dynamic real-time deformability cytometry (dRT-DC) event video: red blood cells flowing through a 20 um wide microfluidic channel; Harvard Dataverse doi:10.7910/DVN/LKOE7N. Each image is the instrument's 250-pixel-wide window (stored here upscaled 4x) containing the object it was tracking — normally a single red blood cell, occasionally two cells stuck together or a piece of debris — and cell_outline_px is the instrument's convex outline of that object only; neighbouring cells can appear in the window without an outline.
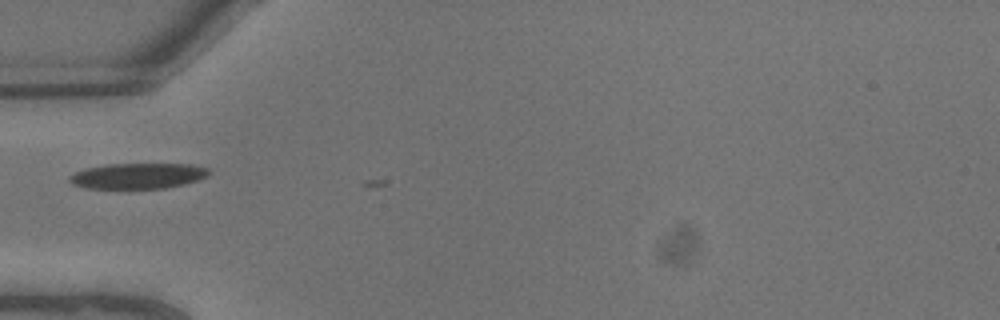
{"species": "common noctule bat (a hibernating species)", "species_latin": "Nyctalus noctula", "temperature_condition": "warm", "stored_images_in_passage": 3, "camera_frame_rate_fps": 3000, "um_per_image_px": 0.085, "animal": {"sex": "male", "body_mass_g": 13.3}, "frame": {"image": 1, "passage_image": 1, "time_ms": 0.0, "image_size_px": [1000, 320], "cell_outline_px": [[208, 176], [200, 180], [168, 188], [84, 188], [72, 184], [68, 180], [68, 176], [76, 172], [88, 168], [108, 164], [188, 164], [208, 168]], "centroid_in_image_um": [11.73, 14.95], "position_along_channel_um": 73.3, "area_um2": 20.75}}
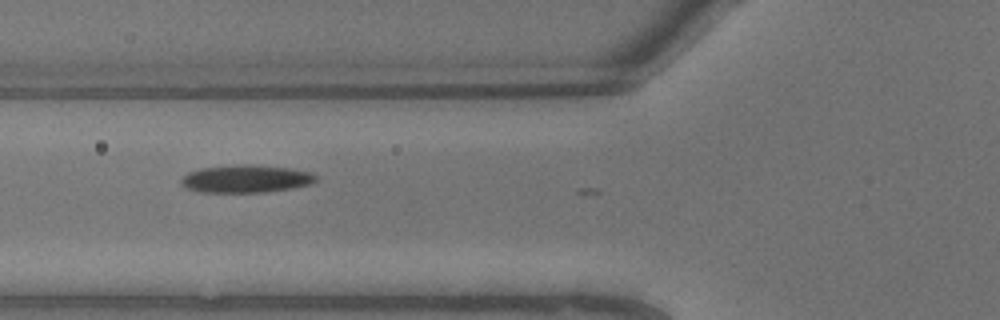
{"frame": {"image": 2, "passage_image": 2, "time_ms": 0.333, "image_size_px": [1000, 320], "cell_outline_px": [[316, 180], [312, 184], [292, 188], [264, 192], [200, 192], [184, 188], [180, 184], [180, 180], [188, 172], [200, 168], [244, 164], [252, 164], [288, 168], [312, 172], [316, 176]], "centroid_in_image_um": [20.88, 15.2], "position_along_channel_um": 104.9, "area_um2": 21.85}}